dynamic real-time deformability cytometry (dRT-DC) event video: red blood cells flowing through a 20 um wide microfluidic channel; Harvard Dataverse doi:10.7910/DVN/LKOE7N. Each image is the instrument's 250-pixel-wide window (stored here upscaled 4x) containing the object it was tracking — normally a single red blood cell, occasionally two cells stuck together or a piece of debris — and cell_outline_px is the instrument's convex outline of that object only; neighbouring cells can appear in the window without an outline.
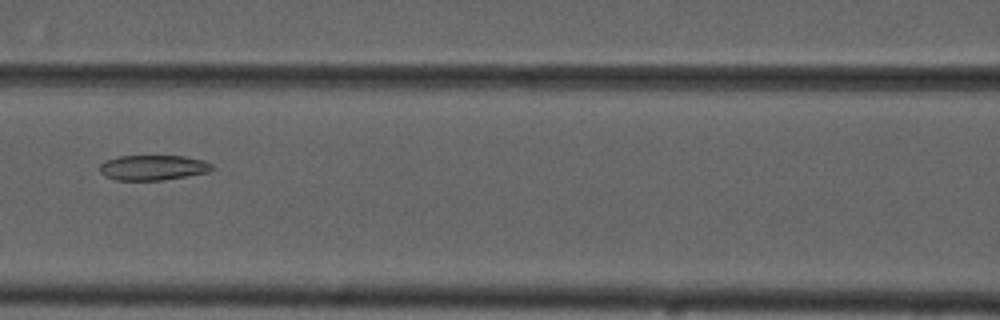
{"species": "common noctule bat (a hibernating species)", "species_latin": "Nyctalus noctula", "temperature_condition": "cold", "stored_images_in_passage": 5, "camera_frame_rate_fps": 3000, "um_per_image_px": 0.085, "animal": {"sex": "male", "forearm_length_mm": 52.5}, "frame": {"image": 1, "passage_image": 5, "time_ms": 4.667, "image_size_px": [1000, 320], "cell_outline_px": [[216, 168], [208, 172], [160, 180], [116, 180], [104, 176], [100, 172], [100, 164], [104, 160], [120, 156], [184, 156], [204, 160], [212, 164]], "centroid_in_image_um": [13.0, 14.24], "position_along_channel_um": 153.6, "area_um2": 16.47}}